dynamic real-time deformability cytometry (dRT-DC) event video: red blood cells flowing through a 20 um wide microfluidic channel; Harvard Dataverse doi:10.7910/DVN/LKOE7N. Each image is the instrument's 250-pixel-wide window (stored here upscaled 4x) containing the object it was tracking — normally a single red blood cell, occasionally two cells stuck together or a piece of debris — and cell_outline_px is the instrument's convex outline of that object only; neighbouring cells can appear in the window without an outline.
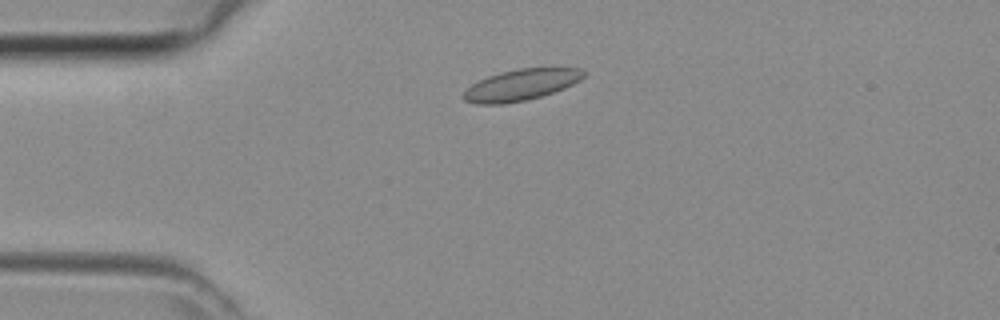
{"species": "common noctule bat (a hibernating species)", "species_latin": "Nyctalus noctula", "temperature_condition": "room temperature", "stored_images_in_passage": 41, "camera_frame_rate_fps": 3000, "um_per_image_px": 0.085, "animal": {"sex": "female", "body_mass_g": 29.2, "forearm_length_mm": 56.3}, "frame": {"image": 1, "passage_image": 7, "time_ms": 2.0, "image_size_px": [1000, 320], "cell_outline_px": [[588, 72], [580, 80], [564, 88], [528, 100], [504, 104], [476, 104], [464, 100], [460, 96], [472, 84], [488, 76], [500, 72], [520, 68], [580, 68]], "centroid_in_image_um": [44.28, 7.22], "position_along_channel_um": 40.7, "area_um2": 21.85}}
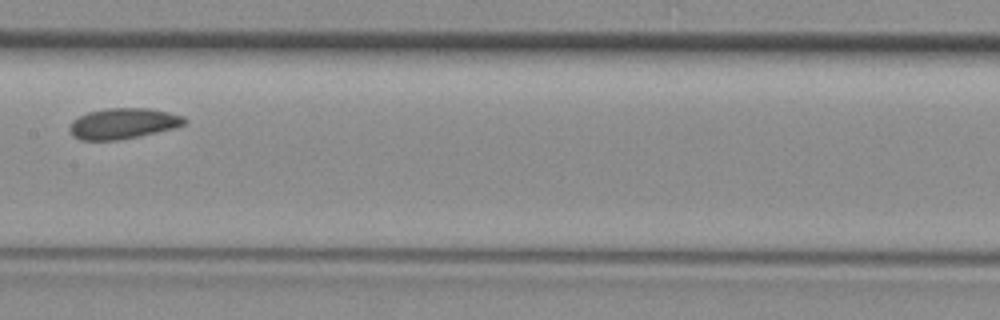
{"frame": {"image": 2, "passage_image": 19, "time_ms": 6.0, "image_size_px": [1000, 320], "cell_outline_px": [[188, 120], [184, 124], [176, 128], [140, 136], [116, 140], [80, 140], [72, 136], [68, 128], [72, 120], [88, 112], [104, 108], [148, 108], [168, 112], [184, 116]], "centroid_in_image_um": [10.46, 10.5], "position_along_channel_um": 196.9, "area_um2": 20.75}}
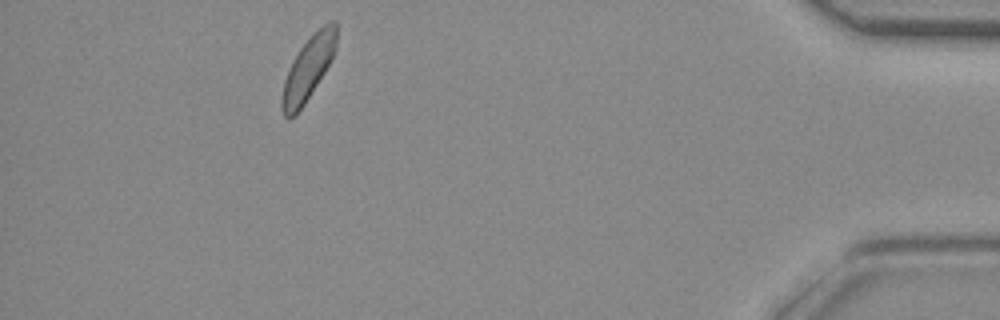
{"frame": {"image": 3, "passage_image": 37, "time_ms": 12.0, "image_size_px": [1000, 320], "cell_outline_px": [[336, 48], [324, 72], [304, 104], [288, 120], [284, 116], [280, 108], [280, 100], [284, 80], [288, 68], [292, 60], [300, 48], [328, 20], [336, 20]], "centroid_in_image_um": [26.16, 5.83], "position_along_channel_um": 409.0, "area_um2": 19.77}}